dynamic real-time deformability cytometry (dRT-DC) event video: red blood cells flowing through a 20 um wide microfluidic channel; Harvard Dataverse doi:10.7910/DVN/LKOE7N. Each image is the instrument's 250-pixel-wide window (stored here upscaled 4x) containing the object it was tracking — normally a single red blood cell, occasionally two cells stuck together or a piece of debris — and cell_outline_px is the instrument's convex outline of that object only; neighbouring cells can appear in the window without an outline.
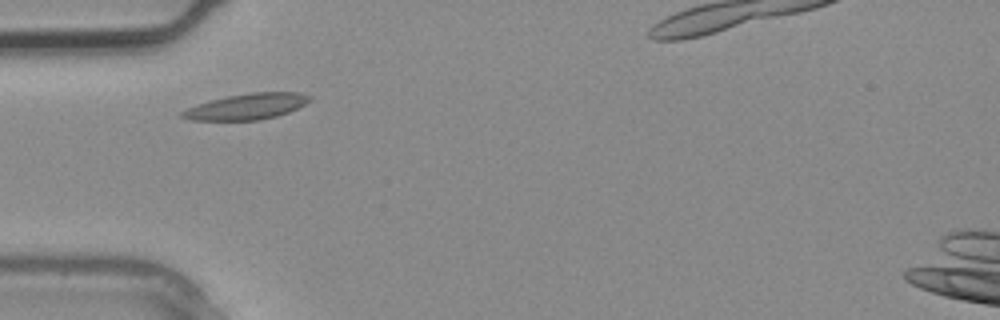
{"species": "common noctule bat (a hibernating species)", "species_latin": "Nyctalus noctula", "temperature_condition": "warm", "stored_images_in_passage": 1, "camera_frame_rate_fps": 3000, "um_per_image_px": 0.085, "animal": {"sex": "male", "body_mass_g": 20.4}, "frame": {"image": 1, "passage_image": 1, "time_ms": 0.0, "image_size_px": [1000, 320], "cell_outline_px": [[312, 100], [288, 112], [276, 116], [260, 120], [192, 120], [180, 116], [180, 112], [188, 108], [212, 100], [228, 96], [252, 92], [300, 92], [312, 96]], "centroid_in_image_um": [21.02, 9.05], "position_along_channel_um": 64.0, "area_um2": 19.02}}